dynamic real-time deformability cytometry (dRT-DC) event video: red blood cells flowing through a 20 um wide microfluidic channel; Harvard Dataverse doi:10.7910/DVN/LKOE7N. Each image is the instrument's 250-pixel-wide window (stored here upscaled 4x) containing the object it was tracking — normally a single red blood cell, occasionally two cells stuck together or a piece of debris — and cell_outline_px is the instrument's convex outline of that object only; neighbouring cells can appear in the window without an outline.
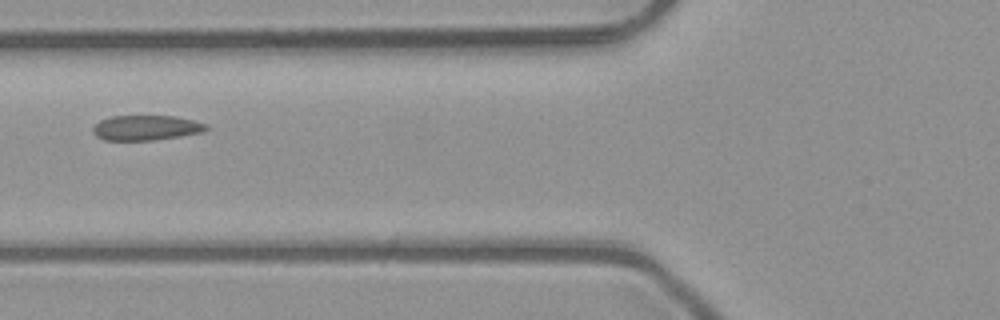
{"species": "common noctule bat (a hibernating species)", "species_latin": "Nyctalus noctula", "temperature_condition": "room temperature", "stored_images_in_passage": 3, "camera_frame_rate_fps": 3000, "um_per_image_px": 0.085, "animal": {"sex": "male", "body_mass_g": 23.1, "forearm_length_mm": 52.7}, "frame": {"image": 1, "passage_image": 2, "time_ms": 0.333, "image_size_px": [1000, 320], "cell_outline_px": [[208, 128], [200, 132], [180, 136], [152, 140], [104, 140], [96, 136], [92, 132], [92, 128], [100, 120], [112, 116], [176, 116], [208, 124]], "centroid_in_image_um": [12.39, 10.86], "position_along_channel_um": 113.4, "area_um2": 16.42}}
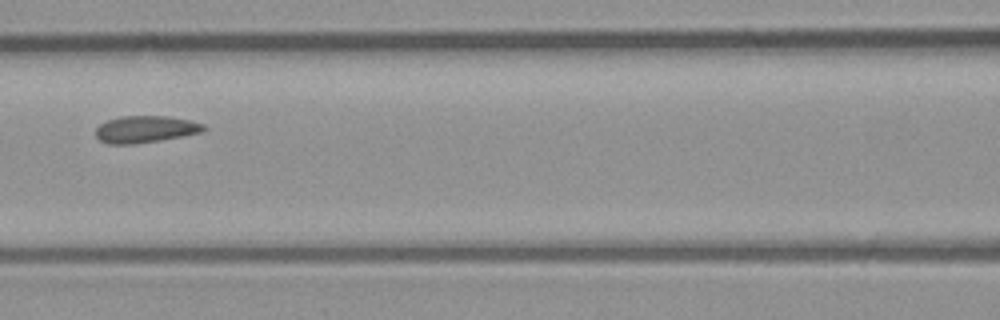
{"frame": {"image": 2, "passage_image": 3, "time_ms": 0.667, "image_size_px": [1000, 320], "cell_outline_px": [[208, 128], [200, 132], [160, 140], [132, 144], [108, 144], [100, 140], [96, 136], [96, 128], [100, 124], [108, 120], [120, 116], [168, 116], [188, 120], [204, 124]], "centroid_in_image_um": [12.34, 10.98], "position_along_channel_um": 154.3, "area_um2": 16.76}}